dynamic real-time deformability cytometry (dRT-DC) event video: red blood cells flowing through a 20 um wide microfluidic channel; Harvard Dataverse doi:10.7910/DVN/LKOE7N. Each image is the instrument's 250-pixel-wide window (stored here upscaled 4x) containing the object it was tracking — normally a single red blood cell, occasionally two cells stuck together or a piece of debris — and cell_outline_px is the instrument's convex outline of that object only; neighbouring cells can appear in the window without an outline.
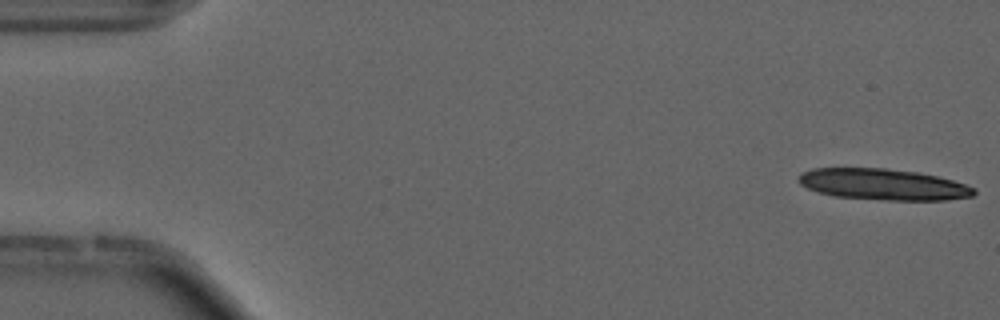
{"species": "common noctule bat (a hibernating species)", "species_latin": "Nyctalus noctula", "temperature_condition": "cold", "stored_images_in_passage": 15, "camera_frame_rate_fps": 3000, "um_per_image_px": 0.085, "animal": {"sex": "male", "forearm_length_mm": 52.5}, "frame": {"image": 1, "passage_image": 1, "time_ms": 0.0, "image_size_px": [1000, 320], "cell_outline_px": [[976, 192], [972, 196], [944, 200], [888, 200], [836, 196], [820, 192], [808, 188], [800, 184], [796, 180], [800, 172], [812, 168], [884, 168], [916, 172], [936, 176], [952, 180], [976, 188]], "centroid_in_image_um": [75.04, 15.66], "position_along_channel_um": 10.0, "area_um2": 31.73}}